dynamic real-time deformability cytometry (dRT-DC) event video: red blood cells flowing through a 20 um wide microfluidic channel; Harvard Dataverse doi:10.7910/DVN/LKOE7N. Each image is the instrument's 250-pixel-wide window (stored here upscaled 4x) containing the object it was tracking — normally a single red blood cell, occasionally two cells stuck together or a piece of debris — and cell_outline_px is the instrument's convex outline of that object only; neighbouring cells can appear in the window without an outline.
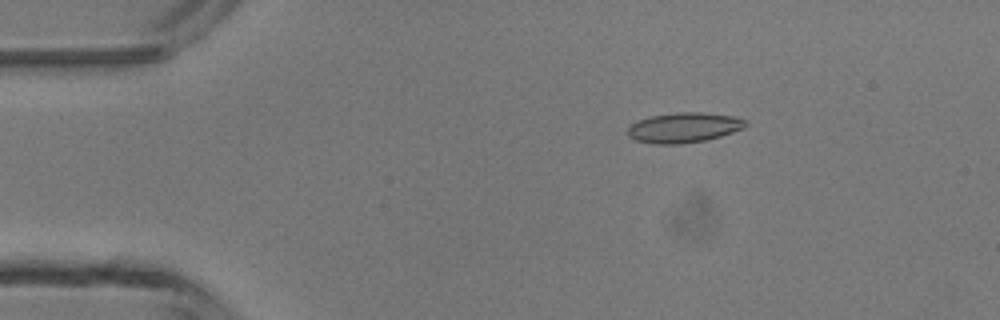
{"species": "common noctule bat (a hibernating species)", "species_latin": "Nyctalus noctula", "temperature_condition": "room temperature", "stored_images_in_passage": 47, "camera_frame_rate_fps": 3000, "um_per_image_px": 0.085, "animal": {"sex": "male", "body_mass_g": 13.3}, "frame": {"image": 1, "passage_image": 8, "time_ms": 2.333, "image_size_px": [1000, 320], "cell_outline_px": [[748, 124], [744, 128], [720, 136], [704, 140], [680, 144], [652, 144], [636, 140], [628, 136], [628, 128], [636, 120], [648, 116], [676, 112], [700, 112], [732, 116], [748, 120]], "centroid_in_image_um": [58.11, 10.84], "position_along_channel_um": 26.9, "area_um2": 20.75}}
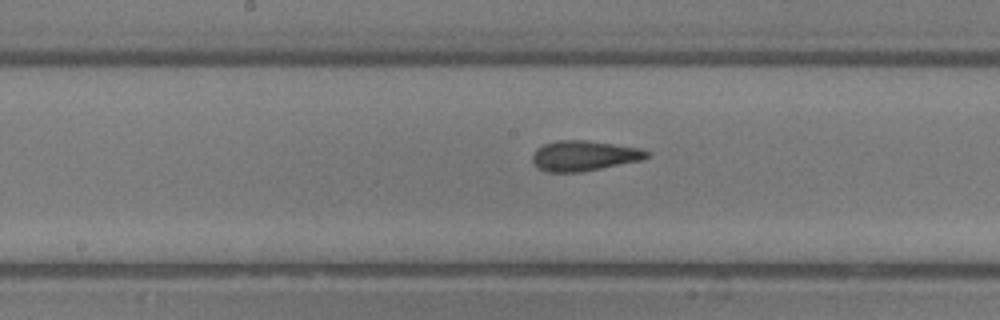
{"frame": {"image": 2, "passage_image": 24, "time_ms": 7.667, "image_size_px": [1000, 320], "cell_outline_px": [[648, 156], [640, 160], [580, 172], [548, 172], [536, 168], [532, 164], [532, 152], [536, 148], [544, 144], [556, 140], [588, 140], [640, 148], [648, 152]], "centroid_in_image_um": [49.55, 13.23], "position_along_channel_um": 198.7, "area_um2": 20.17}}
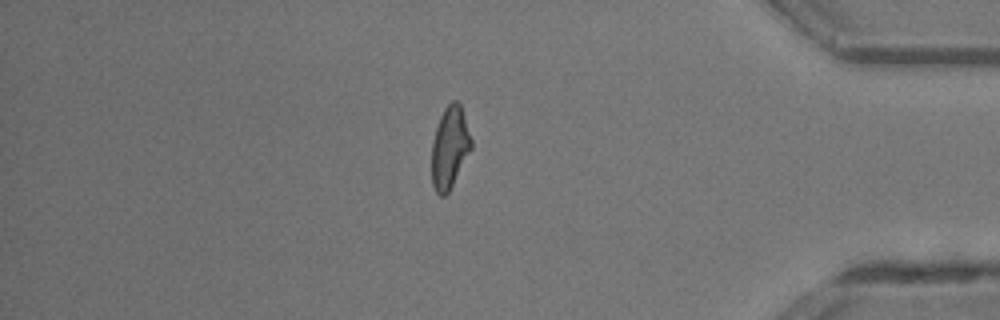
{"frame": {"image": 3, "passage_image": 40, "time_ms": 13.0, "image_size_px": [1000, 320], "cell_outline_px": [[472, 148], [448, 192], [444, 196], [440, 196], [436, 192], [432, 184], [432, 140], [440, 116], [444, 108], [452, 100], [456, 100], [460, 104], [472, 140]], "centroid_in_image_um": [38.22, 12.53], "position_along_channel_um": 397.0, "area_um2": 18.73}, "authors_computed_cell_mechanics": {"area_um2": 19.8832, "velocity_mm_per_s": 4.3928, "shape_relaxation_time_tau1_ms": 9.0819, "shape_relaxation_time_tau2_ms": 1.1507, "deformation_change_tau1": 0.2032, "deformation_change_tau2": 0.0639}}